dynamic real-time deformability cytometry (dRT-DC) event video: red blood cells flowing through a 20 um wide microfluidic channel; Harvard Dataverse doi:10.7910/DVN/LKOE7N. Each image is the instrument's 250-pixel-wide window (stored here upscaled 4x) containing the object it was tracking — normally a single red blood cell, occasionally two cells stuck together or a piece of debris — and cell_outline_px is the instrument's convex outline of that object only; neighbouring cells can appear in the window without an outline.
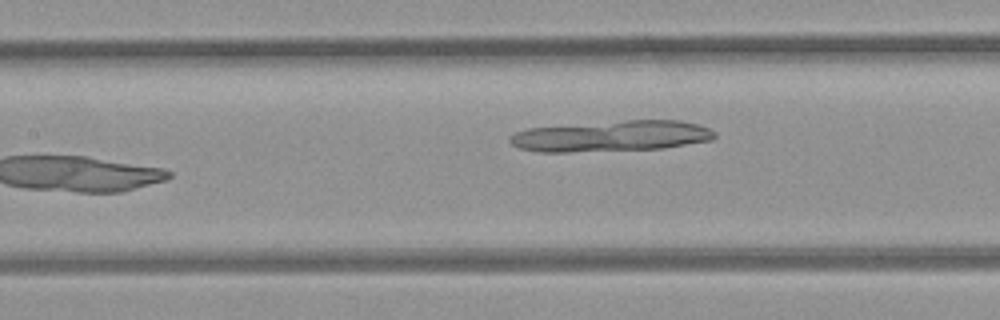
{"species": "common noctule bat (a hibernating species)", "species_latin": "Nyctalus noctula", "temperature_condition": "room temperature", "stored_images_in_passage": 35, "camera_frame_rate_fps": 3000, "um_per_image_px": 0.085, "animal": {"sex": "female", "body_mass_g": 21.9}, "frame": {"image": 1, "passage_image": 9, "time_ms": 2.667, "image_size_px": [1000, 320], "cell_outline_px": [[716, 136], [712, 140], [664, 148], [568, 152], [540, 152], [520, 148], [512, 144], [508, 140], [508, 136], [516, 132], [528, 128], [624, 120], [680, 120], [696, 124], [708, 128], [716, 132]], "centroid_in_image_um": [51.97, 11.56], "position_along_channel_um": 155.4, "area_um2": 36.82}}
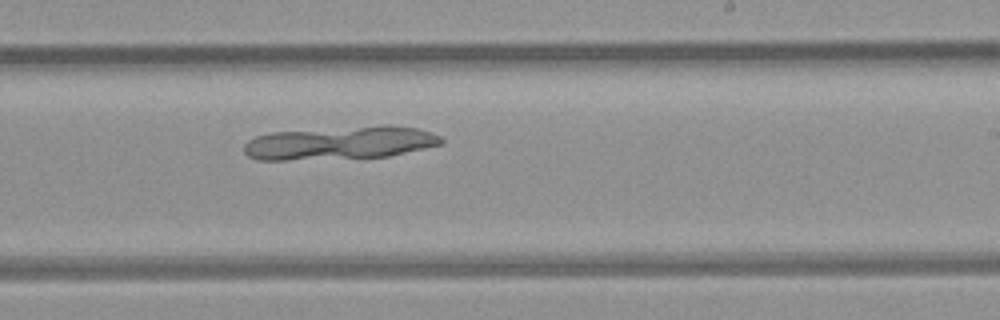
{"frame": {"image": 2, "passage_image": 17, "time_ms": 5.333, "image_size_px": [1000, 320], "cell_outline_px": [[444, 144], [388, 156], [288, 160], [256, 160], [248, 156], [244, 152], [244, 144], [248, 140], [256, 136], [272, 132], [380, 124], [388, 124], [416, 128], [432, 132], [440, 136], [444, 140]], "centroid_in_image_um": [28.92, 12.13], "position_along_channel_um": 260.1, "area_um2": 38.55}}
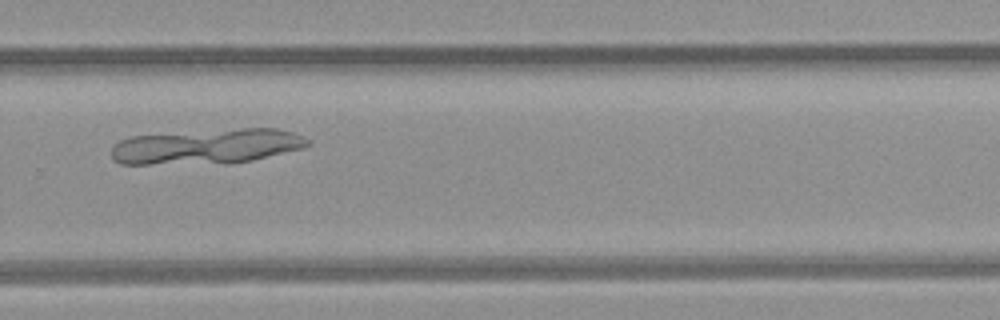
{"frame": {"image": 3, "passage_image": 21, "time_ms": 6.667, "image_size_px": [1000, 320], "cell_outline_px": [[312, 144], [304, 148], [252, 160], [228, 164], [120, 164], [112, 160], [112, 148], [120, 140], [132, 136], [240, 128], [276, 128], [292, 132], [304, 136], [312, 140]], "centroid_in_image_um": [17.63, 12.46], "position_along_channel_um": 312.2, "area_um2": 40.52}}